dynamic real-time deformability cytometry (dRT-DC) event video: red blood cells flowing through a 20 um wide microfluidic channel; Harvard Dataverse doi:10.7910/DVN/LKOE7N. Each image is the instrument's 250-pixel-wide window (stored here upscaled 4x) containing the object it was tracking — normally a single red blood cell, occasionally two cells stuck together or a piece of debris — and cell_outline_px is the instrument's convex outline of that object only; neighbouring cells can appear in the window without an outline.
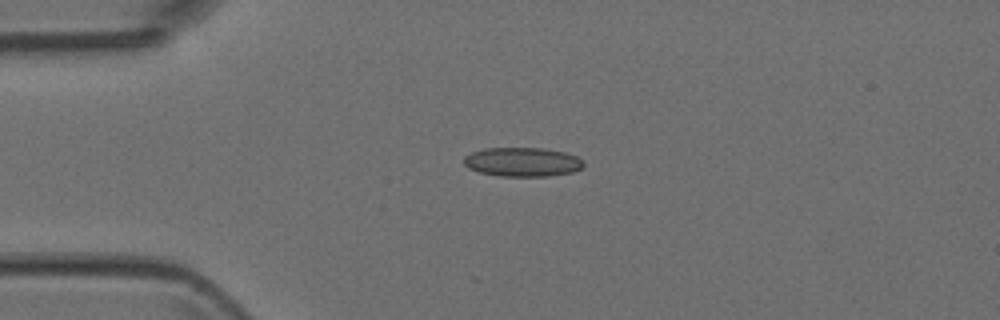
{"species": "Egyptian fruit bat (a non-hibernating species)", "species_latin": "Rousettus aegyptiacus", "temperature_condition": "room temperature", "stored_images_in_passage": 6, "camera_frame_rate_fps": 3000, "um_per_image_px": 0.085, "animal": {"sex": "female"}, "frame": {"image": 1, "passage_image": 3, "time_ms": 3.0, "image_size_px": [1000, 320], "cell_outline_px": [[584, 164], [580, 168], [572, 172], [548, 176], [500, 176], [480, 172], [468, 168], [464, 164], [464, 156], [472, 152], [484, 148], [544, 148], [564, 152], [576, 156]], "centroid_in_image_um": [44.37, 13.76], "position_along_channel_um": 40.6, "area_um2": 20.17}}
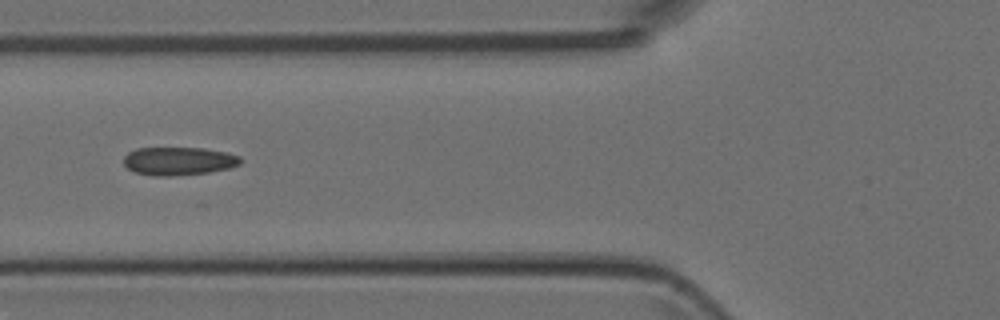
{"frame": {"image": 2, "passage_image": 5, "time_ms": 5.333, "image_size_px": [1000, 320], "cell_outline_px": [[240, 164], [228, 168], [208, 172], [172, 176], [152, 176], [136, 172], [128, 168], [124, 164], [124, 156], [128, 152], [136, 148], [204, 148], [224, 152], [240, 156]], "centroid_in_image_um": [15.15, 13.69], "position_along_channel_um": 110.6, "area_um2": 19.07}}
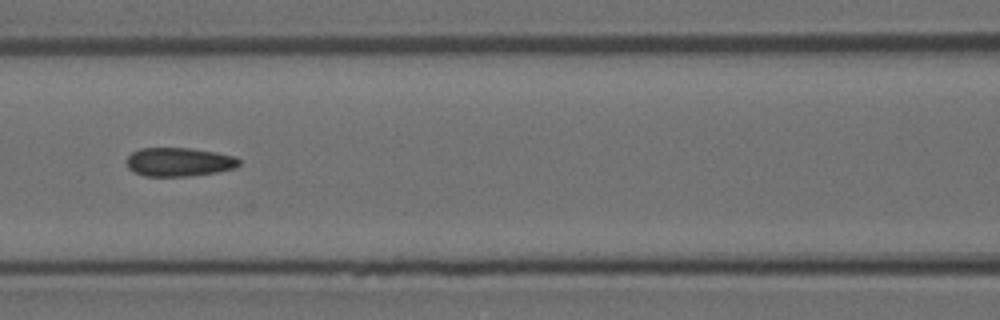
{"frame": {"image": 3, "passage_image": 6, "time_ms": 6.333, "image_size_px": [1000, 320], "cell_outline_px": [[240, 164], [236, 168], [216, 172], [188, 176], [144, 176], [132, 172], [128, 168], [124, 160], [132, 152], [140, 148], [192, 148], [216, 152], [236, 156], [240, 160]], "centroid_in_image_um": [15.19, 13.76], "position_along_channel_um": 151.4, "area_um2": 19.13}}